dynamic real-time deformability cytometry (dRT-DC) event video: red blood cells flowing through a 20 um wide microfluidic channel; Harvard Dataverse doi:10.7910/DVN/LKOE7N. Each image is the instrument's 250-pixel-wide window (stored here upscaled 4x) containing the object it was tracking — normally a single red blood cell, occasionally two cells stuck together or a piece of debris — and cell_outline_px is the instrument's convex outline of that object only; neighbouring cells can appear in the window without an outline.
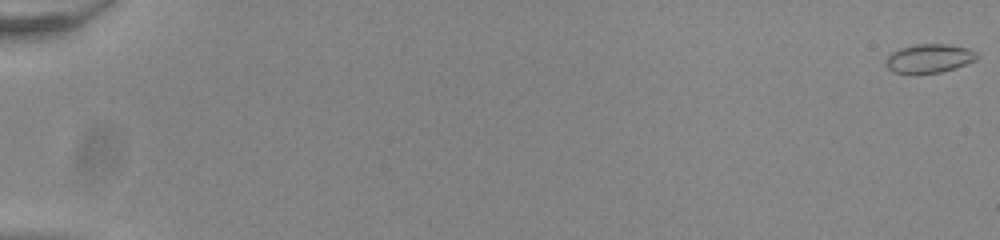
{"species": "common noctule bat (a hibernating species)", "species_latin": "Nyctalus noctula", "temperature_condition": "room temperature", "stored_images_in_passage": 55, "camera_frame_rate_fps": 3000, "um_per_image_px": 0.085, "animal": {"sex": "male", "body_mass_g": 20.0, "forearm_length_mm": 53.3}, "frame": {"image": 1, "passage_image": 1, "time_ms": 0.0, "image_size_px": [1000, 240], "cell_outline_px": [[980, 56], [976, 60], [940, 72], [892, 72], [888, 68], [884, 60], [892, 52], [900, 48], [916, 44], [948, 44], [968, 48], [976, 52]], "centroid_in_image_um": [78.98, 4.93], "position_along_channel_um": 6.0, "area_um2": 14.97}}
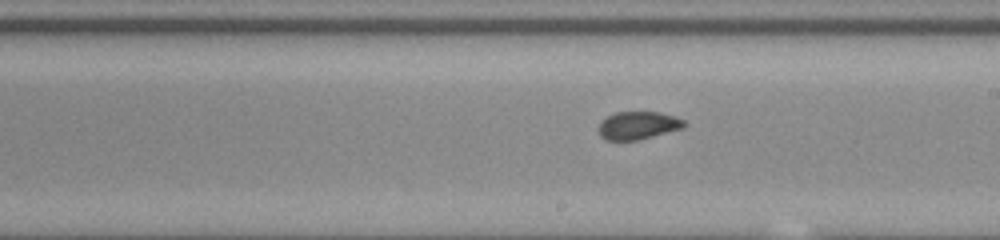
{"frame": {"image": 2, "passage_image": 34, "time_ms": 11.0, "image_size_px": [1000, 240], "cell_outline_px": [[688, 124], [684, 128], [636, 140], [604, 140], [600, 136], [600, 120], [616, 112], [660, 112], [684, 120]], "centroid_in_image_um": [54.24, 10.66], "position_along_channel_um": 234.8, "area_um2": 13.81}}
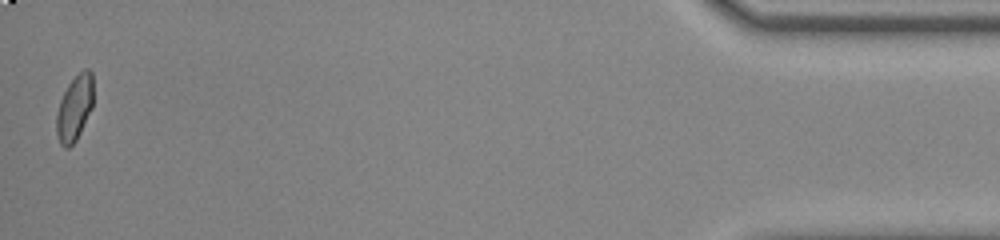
{"frame": {"image": 3, "passage_image": 55, "time_ms": 18.0, "image_size_px": [1000, 240], "cell_outline_px": [[92, 108], [76, 140], [68, 148], [64, 148], [60, 144], [56, 132], [56, 116], [60, 100], [68, 84], [84, 68], [88, 68], [92, 72]], "centroid_in_image_um": [6.33, 9.19], "position_along_channel_um": 428.9, "area_um2": 13.93}, "authors_computed_cell_mechanics": {"area_um2": 14.6812, "velocity_mm_per_s": 3.9037, "shape_relaxation_time_tau1_ms": 8.5565, "shape_relaxation_time_tau2_ms": 0.8432, "deformation_change_tau1": 0.1555, "deformation_change_tau2": 0.0439}}